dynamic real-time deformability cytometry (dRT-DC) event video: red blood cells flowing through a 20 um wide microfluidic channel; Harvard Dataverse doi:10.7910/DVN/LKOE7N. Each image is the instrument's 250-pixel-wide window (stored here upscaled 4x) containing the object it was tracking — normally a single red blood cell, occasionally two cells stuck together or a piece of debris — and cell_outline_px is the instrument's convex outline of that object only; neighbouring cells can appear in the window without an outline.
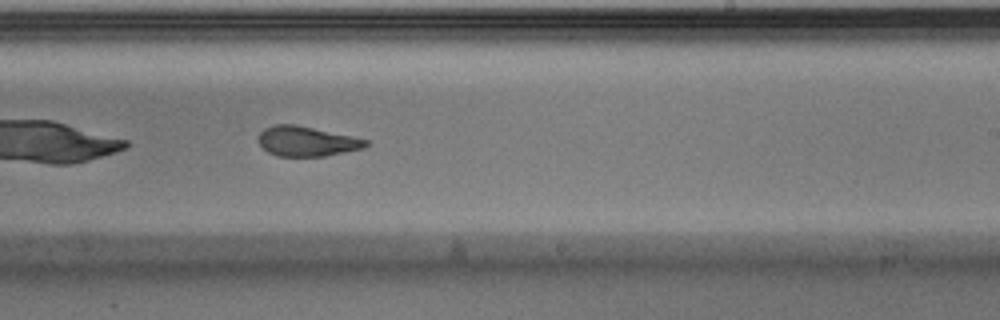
{"species": "Egyptian fruit bat (a non-hibernating species)", "species_latin": "Rousettus aegyptiacus", "temperature_condition": "warm", "stored_images_in_passage": 35, "camera_frame_rate_fps": 3000, "um_per_image_px": 0.085, "animal": {"sex": "male"}, "frame": {"image": 1, "passage_image": 16, "time_ms": 5.0, "image_size_px": [1000, 320], "cell_outline_px": [[368, 144], [364, 148], [324, 156], [276, 156], [268, 152], [256, 140], [260, 132], [264, 128], [276, 124], [296, 124], [352, 136], [368, 140]], "centroid_in_image_um": [26.04, 12.0], "position_along_channel_um": 263.0, "area_um2": 18.73}, "authors_computed_cell_mechanics": {"area_um2": 19.9988, "velocity_mm_per_s": 3.9995, "shape_relaxation_time_tau1_ms": 5.5173, "shape_relaxation_time_tau2_ms": 1.9171, "deformation_change_tau1": 0.2101, "deformation_change_tau2": 0.1062}}